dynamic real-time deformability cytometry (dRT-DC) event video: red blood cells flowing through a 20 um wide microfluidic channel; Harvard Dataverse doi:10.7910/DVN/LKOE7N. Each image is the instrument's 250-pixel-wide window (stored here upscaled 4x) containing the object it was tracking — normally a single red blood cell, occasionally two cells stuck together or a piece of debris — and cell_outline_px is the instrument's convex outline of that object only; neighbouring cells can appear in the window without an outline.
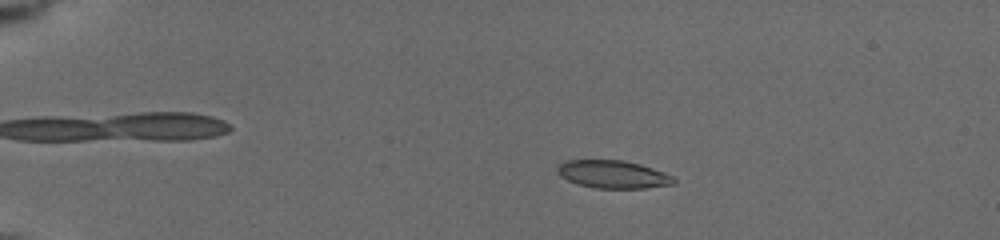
{"species": "common noctule bat (a hibernating species)", "species_latin": "Nyctalus noctula", "temperature_condition": "cold", "stored_images_in_passage": 25, "camera_frame_rate_fps": 3000, "um_per_image_px": 0.085, "animal": {"sex": "female", "body_mass_g": 19.5, "forearm_length_mm": 54.1}, "frame": {"image": 1, "passage_image": 7, "time_ms": 3.0, "image_size_px": [1000, 240], "cell_outline_px": [[676, 184], [644, 188], [596, 188], [576, 184], [560, 176], [556, 172], [556, 168], [560, 164], [568, 160], [620, 160], [640, 164], [664, 172], [672, 176], [676, 180]], "centroid_in_image_um": [52.1, 14.82], "position_along_channel_um": 32.9, "area_um2": 18.9}}
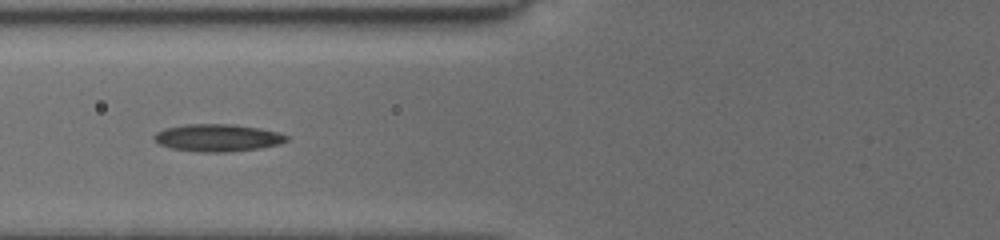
{"frame": {"image": 2, "passage_image": 14, "time_ms": 7.0, "image_size_px": [1000, 240], "cell_outline_px": [[288, 140], [280, 144], [260, 148], [228, 152], [196, 152], [172, 148], [160, 144], [152, 136], [156, 132], [168, 128], [188, 124], [232, 124], [260, 128], [276, 132], [288, 136]], "centroid_in_image_um": [18.51, 11.72], "position_along_channel_um": 107.3, "area_um2": 20.98}}
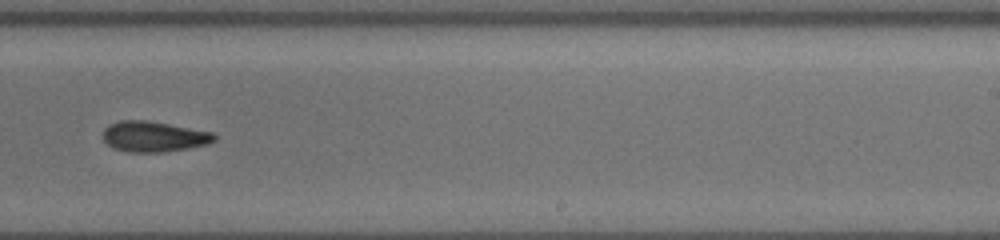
{"frame": {"image": 3, "passage_image": 23, "time_ms": 11.333, "image_size_px": [1000, 240], "cell_outline_px": [[216, 140], [208, 144], [188, 148], [164, 152], [128, 152], [112, 148], [104, 140], [104, 128], [108, 124], [120, 120], [148, 120], [212, 132], [216, 136]], "centroid_in_image_um": [13.06, 11.6], "position_along_channel_um": 275.9, "area_um2": 19.88}}